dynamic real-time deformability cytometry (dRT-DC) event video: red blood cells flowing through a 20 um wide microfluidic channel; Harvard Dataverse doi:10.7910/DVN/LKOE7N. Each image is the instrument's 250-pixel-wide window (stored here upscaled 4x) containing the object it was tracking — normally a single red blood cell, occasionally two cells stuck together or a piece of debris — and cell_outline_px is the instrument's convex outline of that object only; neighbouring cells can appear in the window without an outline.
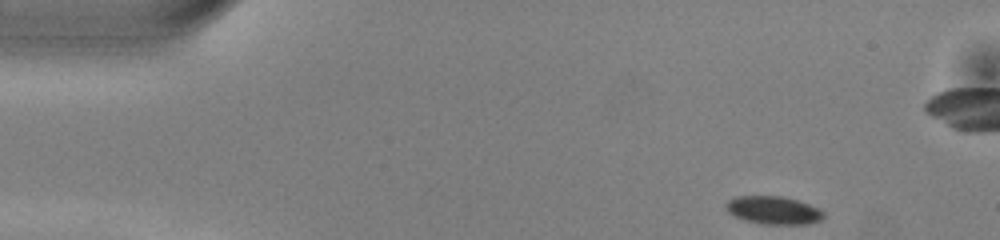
{"species": "common noctule bat (a hibernating species)", "species_latin": "Nyctalus noctula", "temperature_condition": "warm", "stored_images_in_passage": 47, "camera_frame_rate_fps": 3000, "um_per_image_px": 0.085, "animal": {"sex": "male", "body_mass_g": 13.0, "forearm_length_mm": 53.1}, "frame": {"image": 1, "passage_image": 1, "time_ms": 0.0, "image_size_px": [1000, 240], "cell_outline_px": [[824, 216], [820, 220], [808, 224], [760, 224], [744, 220], [728, 212], [728, 200], [736, 196], [780, 196], [796, 200], [820, 208], [824, 212]], "centroid_in_image_um": [65.77, 17.88], "position_along_channel_um": 19.2, "area_um2": 15.78}}
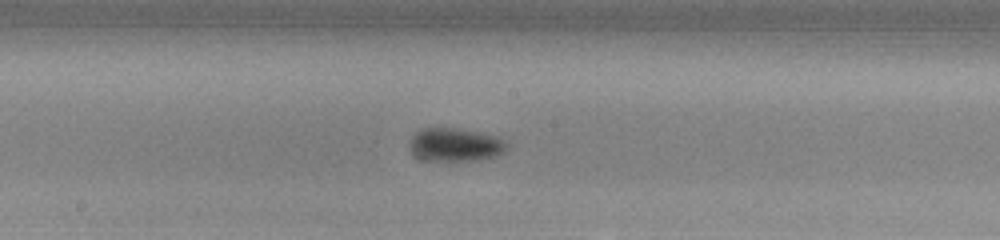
{"frame": {"image": 2, "passage_image": 22, "time_ms": 7.0, "image_size_px": [1000, 240], "cell_outline_px": [[508, 148], [504, 152], [496, 156], [476, 160], [420, 160], [412, 152], [408, 140], [420, 128], [456, 128], [480, 132], [496, 136], [504, 140], [508, 144]], "centroid_in_image_um": [38.69, 12.29], "position_along_channel_um": 209.5, "area_um2": 19.02}}
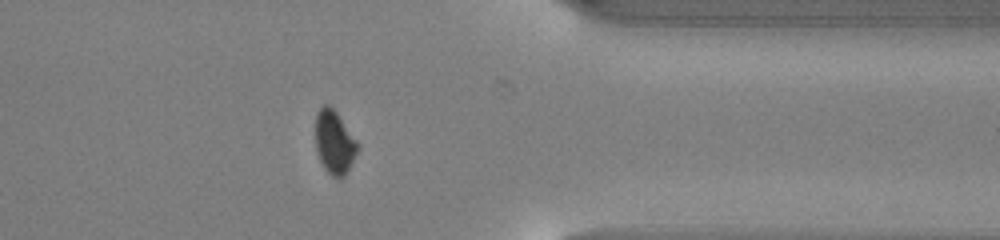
{"frame": {"image": 3, "passage_image": 36, "time_ms": 11.667, "image_size_px": [1000, 240], "cell_outline_px": [[360, 148], [344, 176], [340, 180], [332, 176], [324, 168], [316, 152], [316, 112], [324, 104], [328, 104], [336, 112], [360, 144]], "centroid_in_image_um": [28.44, 12.11], "position_along_channel_um": 383.0, "area_um2": 15.66}, "authors_computed_cell_mechanics": {"area_um2": 16.9354, "velocity_mm_per_s": 4.0096, "shape_relaxation_time_tau1_ms": 1.8645, "shape_relaxation_time_tau2_ms": null, "deformation_change_tau1": 0.0834, "deformation_change_tau2": null}}